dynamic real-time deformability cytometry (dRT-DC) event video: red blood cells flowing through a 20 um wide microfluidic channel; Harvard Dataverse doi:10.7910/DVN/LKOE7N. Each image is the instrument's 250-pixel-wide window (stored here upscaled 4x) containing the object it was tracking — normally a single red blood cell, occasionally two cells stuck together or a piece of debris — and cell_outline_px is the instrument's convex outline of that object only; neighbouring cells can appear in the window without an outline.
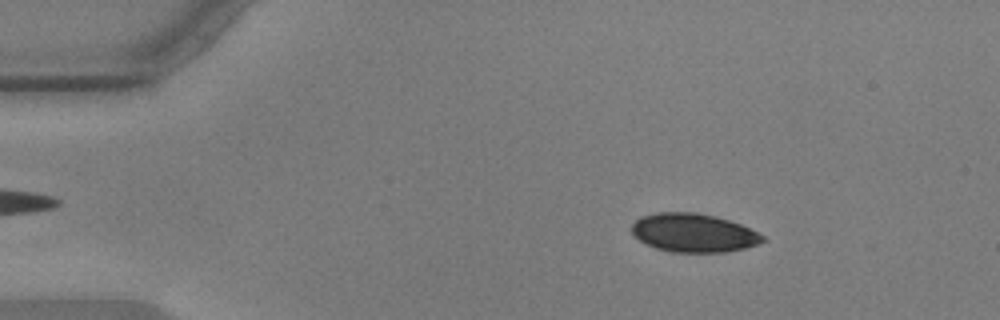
{"species": "common noctule bat (a hibernating species)", "species_latin": "Nyctalus noctula", "temperature_condition": "warm", "stored_images_in_passage": 55, "camera_frame_rate_fps": 3000, "um_per_image_px": 0.085, "animal": {"sex": "male", "body_mass_g": 17.9, "forearm_length_mm": 54.2}, "frame": {"image": 1, "passage_image": 8, "time_ms": 2.333, "image_size_px": [1000, 320], "cell_outline_px": [[768, 240], [744, 248], [728, 252], [672, 252], [656, 248], [640, 240], [632, 232], [632, 224], [640, 216], [656, 212], [696, 212], [716, 216], [740, 224], [764, 236]], "centroid_in_image_um": [58.95, 19.78], "position_along_channel_um": 26.0, "area_um2": 29.36}}
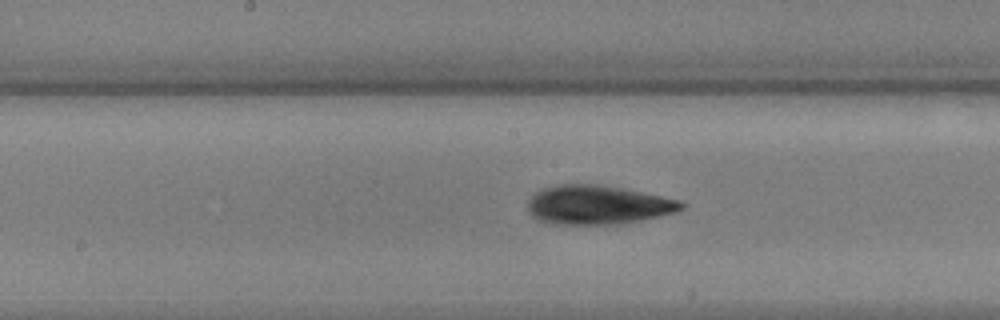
{"frame": {"image": 2, "passage_image": 28, "time_ms": 9.0, "image_size_px": [1000, 320], "cell_outline_px": [[684, 208], [676, 212], [640, 220], [620, 224], [552, 224], [536, 220], [528, 212], [528, 200], [536, 192], [544, 188], [560, 184], [596, 184], [620, 188], [680, 200], [684, 204]], "centroid_in_image_um": [50.77, 17.42], "position_along_channel_um": 197.4, "area_um2": 34.74}}
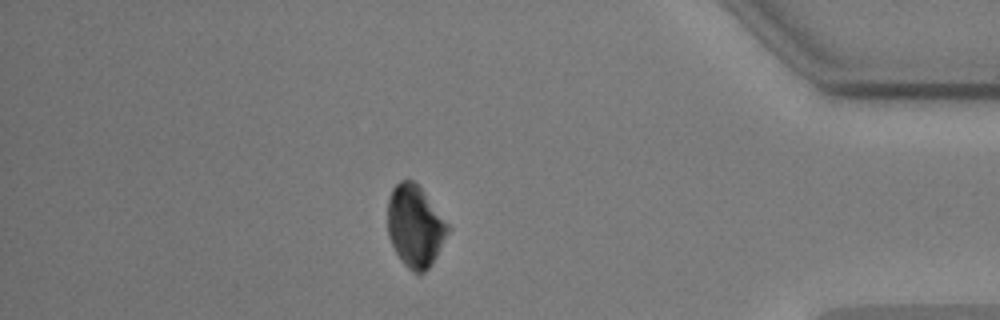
{"frame": {"image": 3, "passage_image": 48, "time_ms": 15.667, "image_size_px": [1000, 320], "cell_outline_px": [[452, 228], [432, 264], [424, 272], [412, 272], [400, 260], [388, 236], [388, 200], [392, 188], [400, 180], [412, 180], [424, 192]], "centroid_in_image_um": [35.29, 19.23], "position_along_channel_um": 399.9, "area_um2": 28.73}}